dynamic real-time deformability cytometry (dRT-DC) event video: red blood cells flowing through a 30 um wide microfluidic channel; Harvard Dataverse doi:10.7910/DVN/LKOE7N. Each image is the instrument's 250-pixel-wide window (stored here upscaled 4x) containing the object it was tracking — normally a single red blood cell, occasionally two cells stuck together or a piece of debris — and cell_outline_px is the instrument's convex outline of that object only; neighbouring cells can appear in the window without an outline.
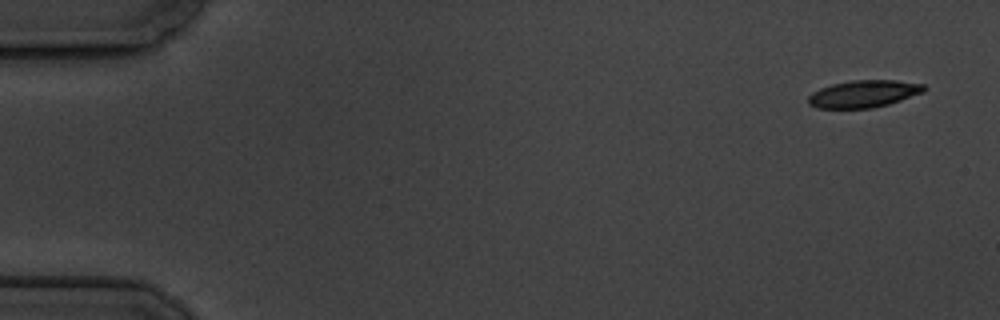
{"species": "common noctule bat (a hibernating species)", "species_latin": "Nyctalus noctula", "temperature_condition": "cold", "stored_images_in_passage": 10, "camera_frame_rate_fps": 3000, "um_per_image_px": 0.085, "animal": {"sex": "male", "body_mass_g": 19.5, "forearm_length_mm": 54.6}, "frame": {"image": 1, "passage_image": 1, "time_ms": 0.0, "image_size_px": [1000, 320], "cell_outline_px": [[928, 88], [924, 92], [888, 104], [872, 108], [816, 108], [808, 104], [808, 96], [812, 92], [820, 88], [832, 84], [852, 80], [896, 80], [924, 84]], "centroid_in_image_um": [73.41, 7.97], "position_along_channel_um": 11.6, "area_um2": 18.44}}
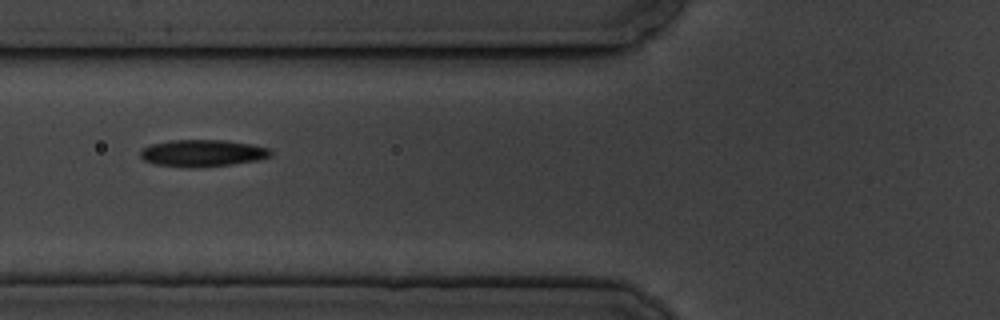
{"frame": {"image": 2, "passage_image": 7, "time_ms": 6.667, "image_size_px": [1000, 320], "cell_outline_px": [[272, 156], [256, 160], [232, 164], [188, 168], [156, 164], [144, 160], [140, 156], [140, 152], [144, 148], [152, 144], [172, 140], [228, 140], [268, 148], [272, 152]], "centroid_in_image_um": [17.21, 13.01], "position_along_channel_um": 108.6, "area_um2": 20.23}}
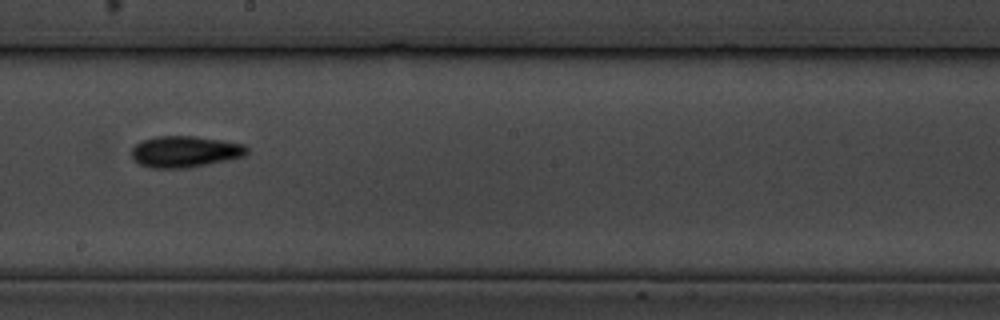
{"frame": {"image": 3, "passage_image": 10, "time_ms": 10.333, "image_size_px": [1000, 320], "cell_outline_px": [[248, 152], [244, 156], [228, 160], [192, 168], [148, 168], [132, 160], [132, 148], [136, 144], [144, 140], [156, 136], [196, 136], [224, 140], [244, 144], [248, 148]], "centroid_in_image_um": [15.74, 12.9], "position_along_channel_um": 232.5, "area_um2": 21.39}}